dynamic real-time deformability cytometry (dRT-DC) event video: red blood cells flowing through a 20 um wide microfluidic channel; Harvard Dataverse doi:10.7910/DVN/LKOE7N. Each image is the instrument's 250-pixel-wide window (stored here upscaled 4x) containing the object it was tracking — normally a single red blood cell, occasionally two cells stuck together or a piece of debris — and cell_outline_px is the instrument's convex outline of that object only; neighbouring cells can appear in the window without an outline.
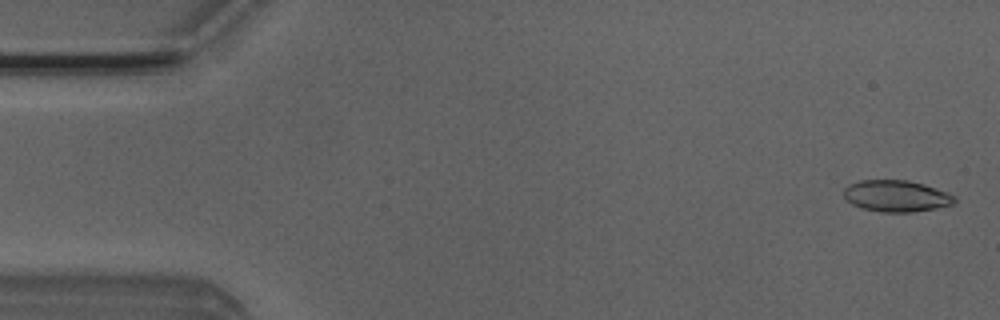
{"species": "Egyptian fruit bat (a non-hibernating species)", "species_latin": "Rousettus aegyptiacus", "temperature_condition": "room temperature", "stored_images_in_passage": 47, "camera_frame_rate_fps": 3000, "um_per_image_px": 0.085, "animal": {"sex": "male"}, "frame": {"image": 1, "passage_image": 2, "time_ms": 0.333, "image_size_px": [1000, 320], "cell_outline_px": [[956, 204], [936, 208], [912, 212], [880, 212], [860, 208], [852, 204], [844, 196], [844, 188], [848, 184], [860, 180], [908, 180], [924, 184], [948, 192], [956, 196]], "centroid_in_image_um": [76.21, 16.66], "position_along_channel_um": 8.8, "area_um2": 20.58}}
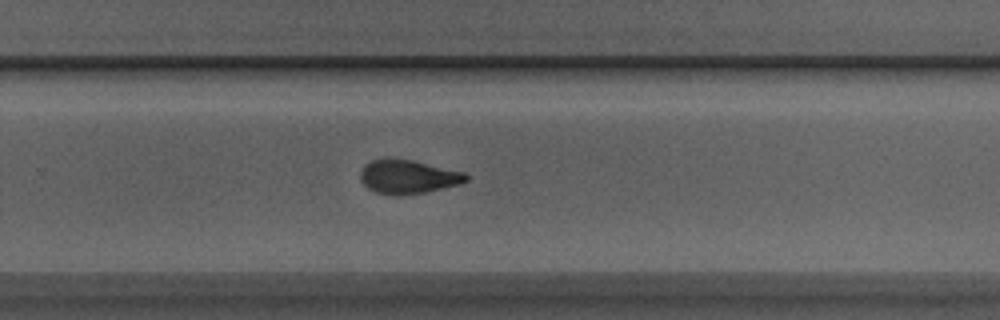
{"frame": {"image": 2, "passage_image": 33, "time_ms": 10.667, "image_size_px": [1000, 320], "cell_outline_px": [[468, 180], [460, 184], [424, 192], [376, 192], [368, 188], [360, 180], [360, 172], [364, 164], [372, 160], [412, 160], [464, 172], [468, 176]], "centroid_in_image_um": [34.7, 14.99], "position_along_channel_um": 295.1, "area_um2": 19.77}}
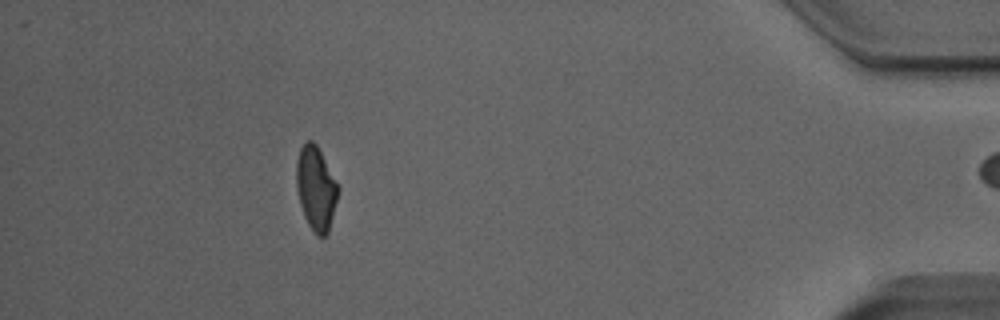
{"frame": {"image": 3, "passage_image": 46, "time_ms": 15.0, "image_size_px": [1000, 320], "cell_outline_px": [[340, 188], [328, 232], [324, 236], [316, 236], [308, 224], [304, 216], [300, 204], [296, 188], [296, 160], [300, 148], [308, 140], [312, 140], [316, 144]], "centroid_in_image_um": [26.84, 16.01], "position_along_channel_um": 408.4, "area_um2": 20.29}, "authors_computed_cell_mechanics": {"area_um2": 20.7502, "velocity_mm_per_s": 4.0057, "shape_relaxation_time_tau1_ms": 7.2203, "shape_relaxation_time_tau2_ms": 1.6149, "deformation_change_tau1": 0.1747, "deformation_change_tau2": 0.0876}}